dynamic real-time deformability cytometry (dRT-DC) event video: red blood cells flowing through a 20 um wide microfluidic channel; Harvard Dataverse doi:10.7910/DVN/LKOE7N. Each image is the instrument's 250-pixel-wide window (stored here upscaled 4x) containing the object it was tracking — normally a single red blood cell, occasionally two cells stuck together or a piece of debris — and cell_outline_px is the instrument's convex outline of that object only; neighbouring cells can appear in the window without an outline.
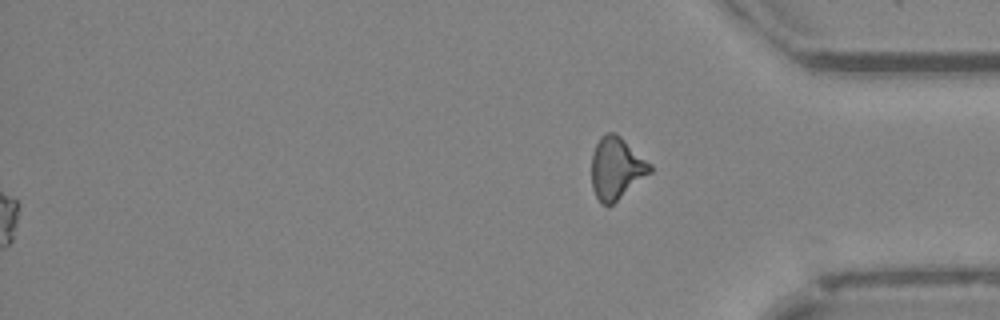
{"species": "Egyptian fruit bat (a non-hibernating species)", "species_latin": "Rousettus aegyptiacus", "temperature_condition": "cold", "stored_images_in_passage": 38, "segment_of_instrument_passage": [2, 2], "camera_frame_rate_fps": 3000, "um_per_image_px": 0.085, "animal": {"sex": "female"}, "frame": {"image": 1, "passage_image": 38, "time_ms": 12.333, "image_size_px": [1000, 320], "cell_outline_px": [[652, 172], [608, 208], [600, 204], [592, 188], [592, 152], [600, 136], [608, 132], [616, 132], [652, 164]], "centroid_in_image_um": [52.39, 14.31], "position_along_channel_um": 382.8, "area_um2": 21.44}}